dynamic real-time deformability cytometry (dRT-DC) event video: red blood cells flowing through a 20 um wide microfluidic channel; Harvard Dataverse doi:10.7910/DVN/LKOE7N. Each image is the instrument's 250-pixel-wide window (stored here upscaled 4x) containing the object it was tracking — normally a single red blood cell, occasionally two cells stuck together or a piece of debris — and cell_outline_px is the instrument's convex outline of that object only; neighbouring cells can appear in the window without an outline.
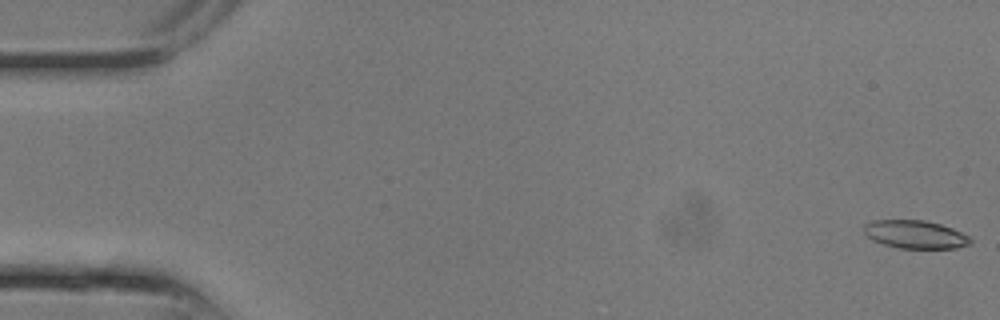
{"species": "common noctule bat (a hibernating species)", "species_latin": "Nyctalus noctula", "temperature_condition": "room temperature", "stored_images_in_passage": 9, "camera_frame_rate_fps": 3000, "um_per_image_px": 0.085, "animal": {"sex": "male", "body_mass_g": 13.3}, "frame": {"image": 1, "passage_image": 1, "time_ms": 0.0, "image_size_px": [1000, 320], "cell_outline_px": [[972, 240], [968, 244], [956, 248], [900, 248], [884, 244], [872, 240], [864, 232], [864, 224], [876, 220], [924, 220], [940, 224], [952, 228], [968, 236]], "centroid_in_image_um": [77.78, 19.92], "position_along_channel_um": 7.2, "area_um2": 17.22}}
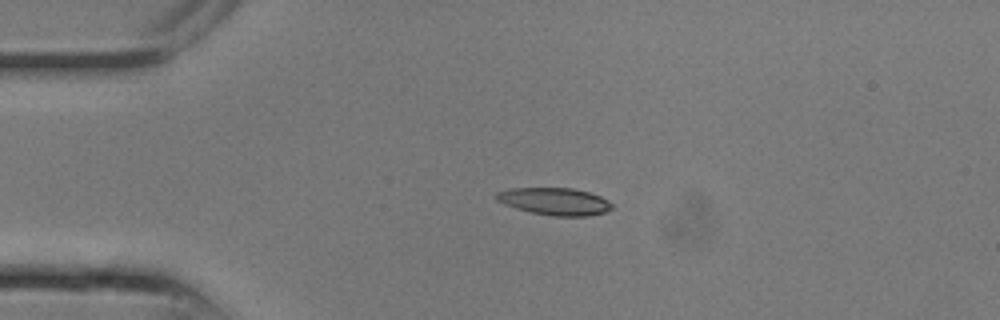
{"frame": {"image": 2, "passage_image": 6, "time_ms": 1.667, "image_size_px": [1000, 320], "cell_outline_px": [[612, 208], [604, 212], [584, 216], [556, 216], [532, 212], [516, 208], [504, 204], [496, 200], [496, 192], [512, 188], [572, 188], [588, 192], [600, 196], [608, 200], [612, 204]], "centroid_in_image_um": [47.14, 17.11], "position_along_channel_um": 37.9, "area_um2": 18.15}}
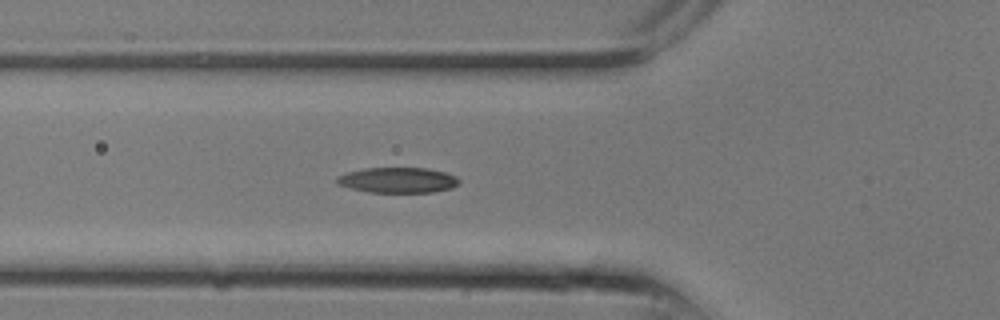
{"frame": {"image": 3, "passage_image": 9, "time_ms": 2.667, "image_size_px": [1000, 320], "cell_outline_px": [[460, 180], [452, 188], [432, 192], [372, 192], [352, 188], [340, 184], [336, 180], [340, 176], [348, 172], [364, 168], [424, 168], [444, 172], [456, 176]], "centroid_in_image_um": [33.86, 15.3], "position_along_channel_um": 91.9, "area_um2": 17.69}}